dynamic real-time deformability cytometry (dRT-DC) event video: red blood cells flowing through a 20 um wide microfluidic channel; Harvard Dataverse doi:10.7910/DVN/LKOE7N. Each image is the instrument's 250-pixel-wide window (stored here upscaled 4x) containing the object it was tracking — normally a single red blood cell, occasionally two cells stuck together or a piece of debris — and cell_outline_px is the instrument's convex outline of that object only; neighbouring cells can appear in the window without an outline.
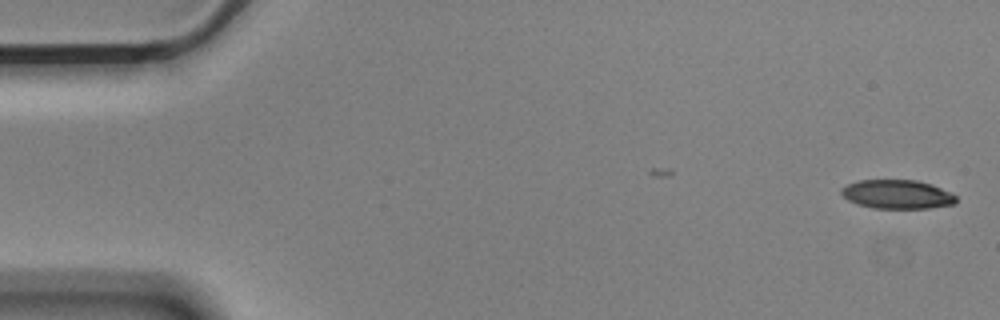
{"species": "Egyptian fruit bat (a non-hibernating species)", "species_latin": "Rousettus aegyptiacus", "temperature_condition": "cold", "stored_images_in_passage": 55, "camera_frame_rate_fps": 3000, "um_per_image_px": 0.085, "animal": {"sex": "male"}, "frame": {"image": 1, "passage_image": 1, "time_ms": 0.0, "image_size_px": [1000, 320], "cell_outline_px": [[956, 204], [928, 208], [872, 208], [856, 204], [848, 200], [840, 192], [840, 188], [848, 184], [860, 180], [916, 180], [932, 184], [956, 196]], "centroid_in_image_um": [76.24, 16.52], "position_along_channel_um": 8.8, "area_um2": 19.31}}
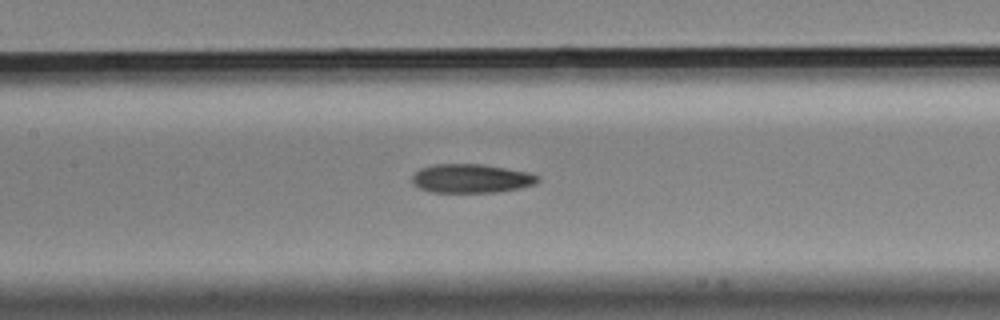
{"frame": {"image": 2, "passage_image": 25, "time_ms": 8.0, "image_size_px": [1000, 320], "cell_outline_px": [[540, 180], [536, 184], [520, 188], [496, 192], [432, 192], [420, 188], [412, 184], [412, 176], [420, 168], [436, 164], [484, 164], [528, 172], [540, 176]], "centroid_in_image_um": [40.08, 15.17], "position_along_channel_um": 167.3, "area_um2": 21.21}}
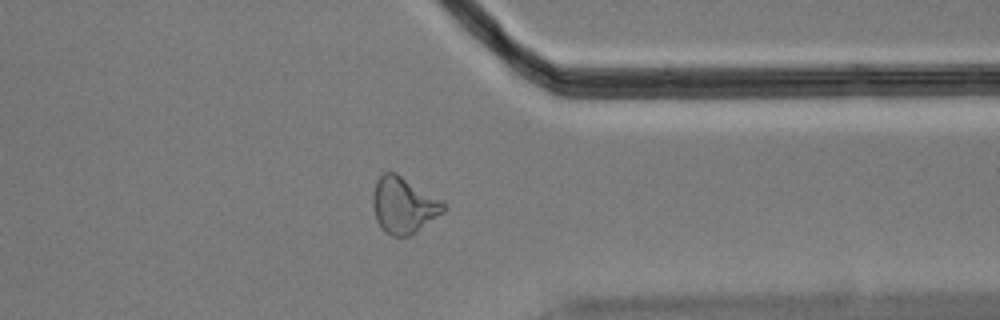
{"frame": {"image": 3, "passage_image": 43, "time_ms": 14.0, "image_size_px": [1000, 320], "cell_outline_px": [[448, 208], [444, 212], [412, 236], [392, 236], [384, 232], [376, 220], [372, 204], [372, 196], [376, 180], [384, 172], [396, 172], [440, 200]], "centroid_in_image_um": [34.29, 17.47], "position_along_channel_um": 377.1, "area_um2": 23.24}, "authors_computed_cell_mechanics": {"area_um2": 21.4438, "velocity_mm_per_s": 3.5895, "shape_relaxation_time_tau1_ms": null, "shape_relaxation_time_tau2_ms": 4.6093, "deformation_change_tau1": null, "deformation_change_tau2": 0.1357}}